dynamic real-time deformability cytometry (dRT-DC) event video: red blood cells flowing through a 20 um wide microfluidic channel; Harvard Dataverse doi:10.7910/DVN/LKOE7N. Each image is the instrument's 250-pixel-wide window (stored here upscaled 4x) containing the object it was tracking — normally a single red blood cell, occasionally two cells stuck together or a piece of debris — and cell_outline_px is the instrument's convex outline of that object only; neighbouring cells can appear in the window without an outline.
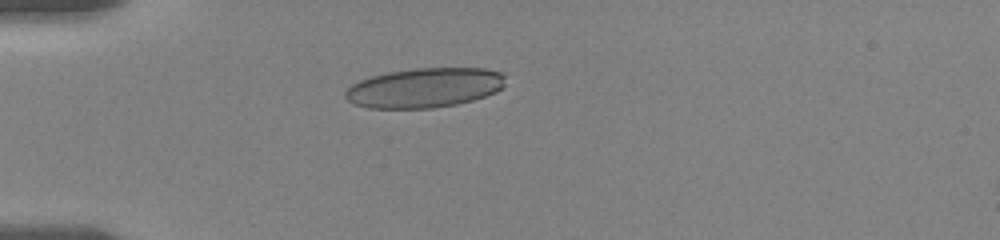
{"species": "human", "species_latin": "Homo sapiens", "temperature_condition": "room temperature", "stored_images_in_passage": 31, "camera_frame_rate_fps": 3000, "um_per_image_px": 0.085, "donor": {"sex": "female"}, "frame": {"image": 1, "passage_image": 8, "time_ms": 4.0, "image_size_px": [1000, 240], "cell_outline_px": [[504, 84], [496, 92], [472, 100], [456, 104], [432, 108], [368, 108], [352, 104], [344, 96], [344, 92], [352, 84], [360, 80], [372, 76], [388, 72], [416, 68], [484, 68], [500, 72], [504, 76]], "centroid_in_image_um": [36.05, 7.46], "position_along_channel_um": 48.9, "area_um2": 36.93}}
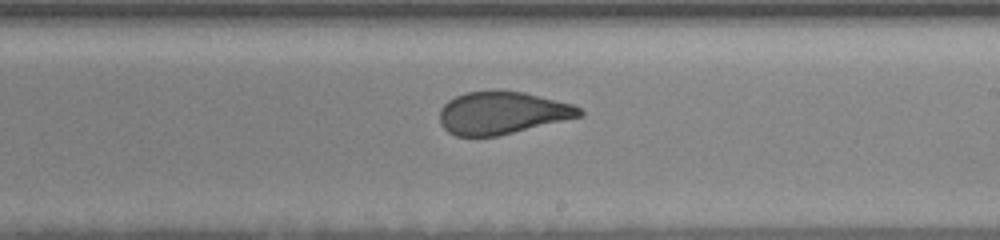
{"frame": {"image": 2, "passage_image": 18, "time_ms": 10.0, "image_size_px": [1000, 240], "cell_outline_px": [[584, 116], [496, 136], [456, 136], [448, 132], [440, 124], [440, 108], [448, 100], [456, 96], [468, 92], [524, 92], [572, 104], [580, 108], [584, 112]], "centroid_in_image_um": [42.69, 9.61], "position_along_channel_um": 246.3, "area_um2": 34.22}}
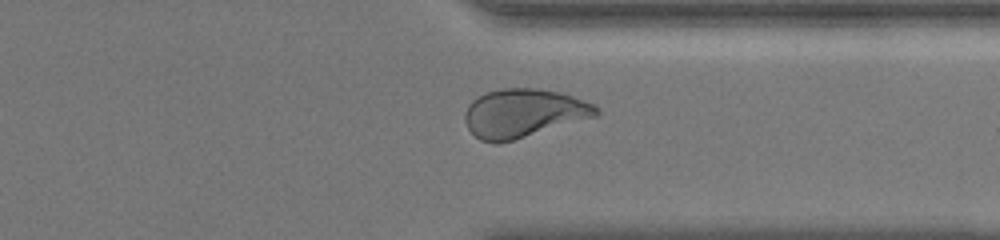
{"frame": {"image": 3, "passage_image": 25, "time_ms": 13.333, "image_size_px": [1000, 240], "cell_outline_px": [[600, 112], [596, 116], [512, 140], [496, 144], [480, 140], [468, 128], [464, 120], [464, 112], [468, 104], [472, 100], [488, 92], [500, 88], [536, 88], [560, 92], [572, 96], [592, 104], [600, 108]], "centroid_in_image_um": [44.46, 9.61], "position_along_channel_um": 366.9, "area_um2": 36.82}, "authors_computed_cell_mechanics": {"area_um2": 35.9516, "velocity_mm_per_s": 3.6148, "shape_relaxation_time_tau1_ms": 6.1289, "shape_relaxation_time_tau2_ms": null, "deformation_change_tau1": 0.1733, "deformation_change_tau2": null}}